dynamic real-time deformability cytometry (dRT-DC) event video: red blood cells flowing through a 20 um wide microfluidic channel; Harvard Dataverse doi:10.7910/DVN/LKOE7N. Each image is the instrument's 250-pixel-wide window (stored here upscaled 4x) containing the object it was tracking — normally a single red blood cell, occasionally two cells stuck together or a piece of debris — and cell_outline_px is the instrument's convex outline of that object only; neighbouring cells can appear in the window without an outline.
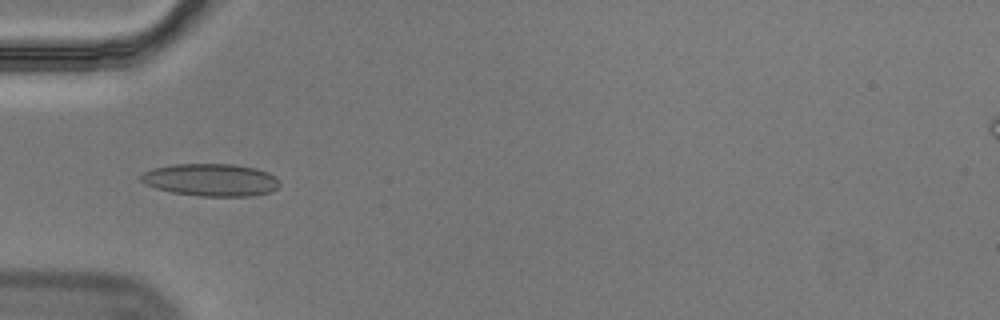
{"species": "Egyptian fruit bat (a non-hibernating species)", "species_latin": "Rousettus aegyptiacus", "temperature_condition": "cold", "stored_images_in_passage": 30, "camera_frame_rate_fps": 3000, "um_per_image_px": 0.085, "animal": {"sex": "male"}, "frame": {"image": 1, "passage_image": 5, "time_ms": 1.333, "image_size_px": [1000, 320], "cell_outline_px": [[280, 184], [276, 188], [268, 192], [252, 196], [200, 196], [172, 192], [156, 188], [144, 184], [140, 180], [140, 176], [144, 172], [152, 168], [176, 164], [232, 164], [256, 168], [268, 172], [276, 176], [280, 180]], "centroid_in_image_um": [17.93, 15.29], "position_along_channel_um": 67.1, "area_um2": 26.3}}